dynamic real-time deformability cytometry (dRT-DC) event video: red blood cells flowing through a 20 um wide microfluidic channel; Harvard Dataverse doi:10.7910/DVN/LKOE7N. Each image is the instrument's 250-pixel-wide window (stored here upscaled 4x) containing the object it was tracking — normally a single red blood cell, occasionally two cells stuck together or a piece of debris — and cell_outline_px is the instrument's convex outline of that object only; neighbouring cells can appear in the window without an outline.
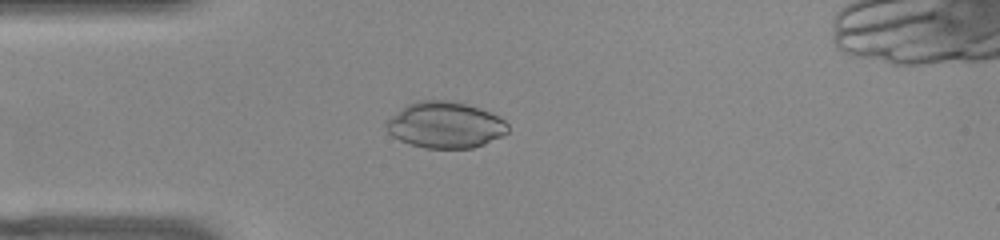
{"species": "common noctule bat (a hibernating species)", "species_latin": "Nyctalus noctula", "temperature_condition": "warm", "stored_images_in_passage": 51, "camera_frame_rate_fps": 3000, "um_per_image_px": 0.085, "animal": {"sex": "female", "body_mass_g": 22.0, "forearm_length_mm": 56.7}, "frame": {"image": 1, "passage_image": 13, "time_ms": 4.0, "image_size_px": [1000, 240], "cell_outline_px": [[508, 132], [484, 144], [472, 148], [424, 148], [400, 140], [392, 136], [388, 132], [384, 124], [392, 116], [408, 104], [416, 100], [448, 100], [480, 108], [500, 116], [508, 124]], "centroid_in_image_um": [37.85, 10.62], "position_along_channel_um": 47.2, "area_um2": 32.6}}
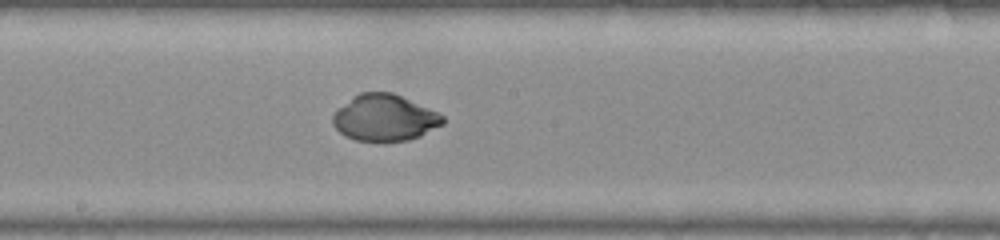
{"frame": {"image": 2, "passage_image": 27, "time_ms": 8.667, "image_size_px": [1000, 240], "cell_outline_px": [[444, 124], [420, 136], [408, 140], [384, 144], [380, 144], [356, 140], [344, 136], [332, 124], [332, 116], [352, 96], [360, 92], [392, 92], [428, 108], [444, 116]], "centroid_in_image_um": [32.68, 10.06], "position_along_channel_um": 215.5, "area_um2": 30.17}}
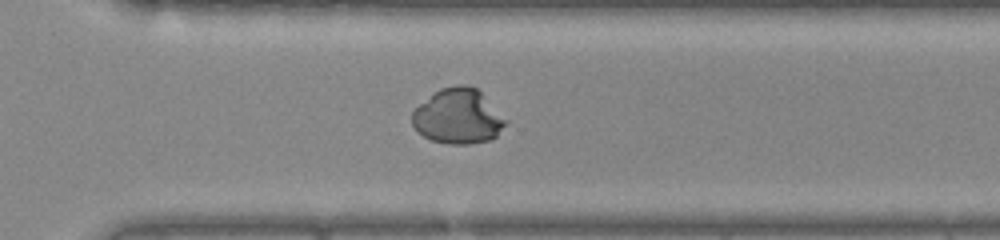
{"frame": {"image": 3, "passage_image": 36, "time_ms": 11.667, "image_size_px": [1000, 240], "cell_outline_px": [[508, 120], [496, 136], [488, 140], [468, 144], [448, 144], [432, 140], [424, 136], [412, 124], [412, 112], [432, 92], [440, 88], [456, 84], [468, 84], [476, 88]], "centroid_in_image_um": [38.92, 9.87], "position_along_channel_um": 331.7, "area_um2": 29.88}}